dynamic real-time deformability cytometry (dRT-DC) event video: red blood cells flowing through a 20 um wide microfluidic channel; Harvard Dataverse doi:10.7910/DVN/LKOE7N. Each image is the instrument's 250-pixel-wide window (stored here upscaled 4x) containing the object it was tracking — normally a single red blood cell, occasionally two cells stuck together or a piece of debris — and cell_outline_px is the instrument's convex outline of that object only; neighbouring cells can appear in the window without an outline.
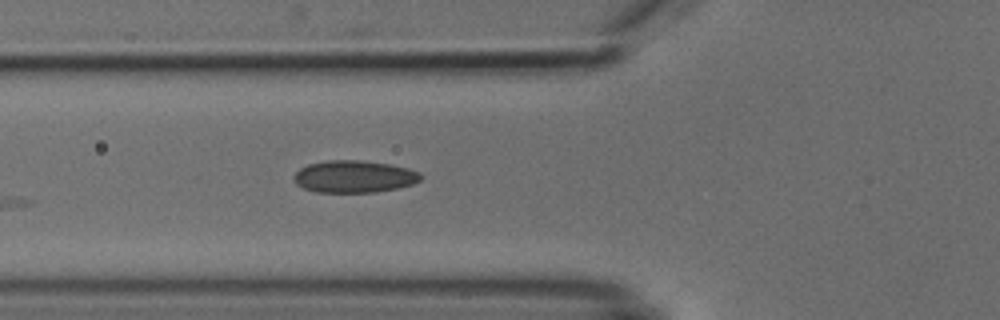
{"species": "common noctule bat (a hibernating species)", "species_latin": "Nyctalus noctula", "temperature_condition": "cold", "stored_images_in_passage": 3, "camera_frame_rate_fps": 3000, "um_per_image_px": 0.085, "animal": {"sex": "male", "body_mass_g": 18.8}, "frame": {"image": 1, "passage_image": 3, "time_ms": 2.333, "image_size_px": [1000, 320], "cell_outline_px": [[424, 176], [420, 180], [412, 184], [400, 188], [376, 192], [316, 192], [304, 188], [296, 184], [296, 172], [300, 168], [308, 164], [328, 160], [360, 160], [392, 164], [408, 168], [420, 172]], "centroid_in_image_um": [30.16, 15.0], "position_along_channel_um": 95.6, "area_um2": 23.87}}